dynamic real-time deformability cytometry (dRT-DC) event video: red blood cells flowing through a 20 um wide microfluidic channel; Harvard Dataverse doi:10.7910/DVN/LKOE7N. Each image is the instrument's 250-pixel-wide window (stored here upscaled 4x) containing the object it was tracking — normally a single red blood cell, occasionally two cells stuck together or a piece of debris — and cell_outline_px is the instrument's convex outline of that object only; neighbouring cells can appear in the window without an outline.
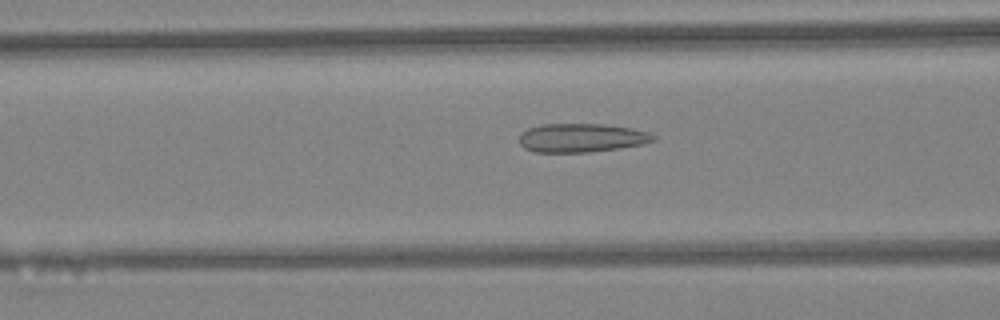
{"species": "Egyptian fruit bat (a non-hibernating species)", "species_latin": "Rousettus aegyptiacus", "temperature_condition": "warm", "stored_images_in_passage": 45, "camera_frame_rate_fps": 3000, "um_per_image_px": 0.085, "animal": {"sex": "female"}, "frame": {"image": 1, "passage_image": 18, "time_ms": 5.667, "image_size_px": [1000, 320], "cell_outline_px": [[656, 140], [644, 144], [588, 152], [536, 152], [524, 148], [520, 144], [520, 136], [528, 128], [540, 124], [604, 124], [632, 128], [648, 132], [656, 136]], "centroid_in_image_um": [49.44, 11.71], "position_along_channel_um": 117.2, "area_um2": 22.37}}
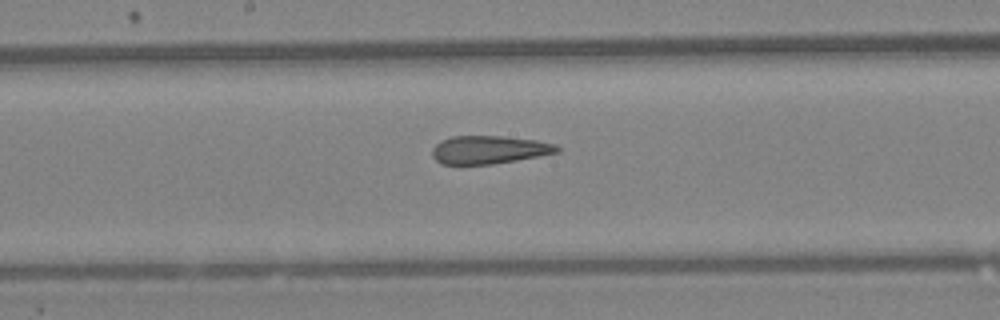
{"frame": {"image": 2, "passage_image": 24, "time_ms": 7.667, "image_size_px": [1000, 320], "cell_outline_px": [[560, 152], [516, 160], [492, 164], [440, 164], [432, 156], [432, 148], [440, 140], [452, 136], [500, 136], [536, 140], [556, 144], [560, 148]], "centroid_in_image_um": [41.55, 12.72], "position_along_channel_um": 206.6, "area_um2": 20.46}}
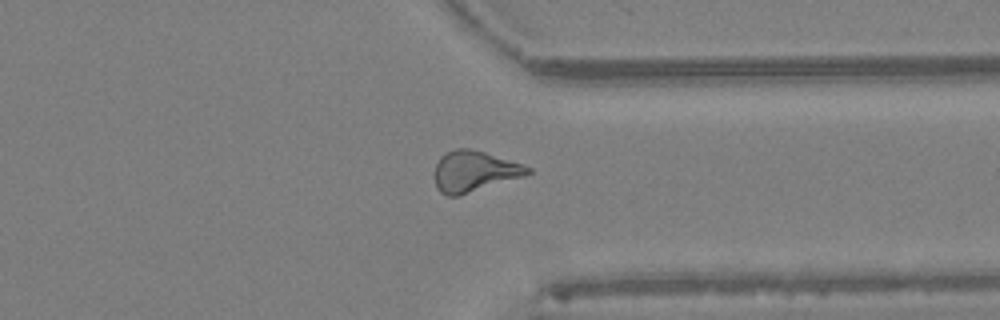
{"frame": {"image": 3, "passage_image": 35, "time_ms": 11.333, "image_size_px": [1000, 320], "cell_outline_px": [[532, 172], [524, 176], [460, 196], [448, 196], [440, 192], [436, 188], [436, 164], [440, 156], [456, 148], [468, 148], [484, 152], [524, 164], [532, 168]], "centroid_in_image_um": [40.33, 14.57], "position_along_channel_um": 371.1, "area_um2": 22.14}, "authors_computed_cell_mechanics": {"area_um2": 22.1374, "velocity_mm_per_s": 4.5029, "shape_relaxation_time_tau1_ms": null, "shape_relaxation_time_tau2_ms": 2.1669, "deformation_change_tau1": null, "deformation_change_tau2": 0.1381}}